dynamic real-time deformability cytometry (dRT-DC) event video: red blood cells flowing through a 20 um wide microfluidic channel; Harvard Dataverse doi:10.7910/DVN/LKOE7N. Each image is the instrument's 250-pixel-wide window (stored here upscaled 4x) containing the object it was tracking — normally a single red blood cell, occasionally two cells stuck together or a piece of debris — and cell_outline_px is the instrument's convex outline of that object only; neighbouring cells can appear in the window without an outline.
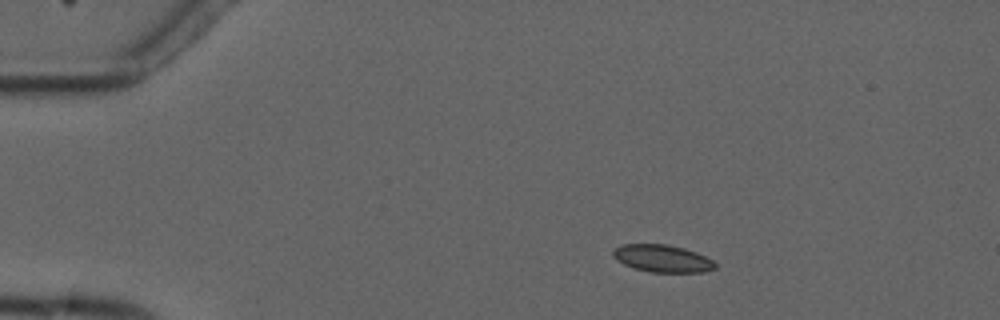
{"species": "common noctule bat (a hibernating species)", "species_latin": "Nyctalus noctula", "temperature_condition": "cold", "stored_images_in_passage": 4, "camera_frame_rate_fps": 3000, "um_per_image_px": 0.085, "animal": {"sex": "male", "forearm_length_mm": 52.5}, "frame": {"image": 1, "passage_image": 2, "time_ms": 1.0, "image_size_px": [1000, 320], "cell_outline_px": [[716, 268], [704, 272], [648, 272], [624, 264], [616, 260], [612, 256], [612, 252], [620, 244], [668, 244], [684, 248], [696, 252], [712, 260], [716, 264]], "centroid_in_image_um": [56.29, 21.96], "position_along_channel_um": 28.7, "area_um2": 16.3}}